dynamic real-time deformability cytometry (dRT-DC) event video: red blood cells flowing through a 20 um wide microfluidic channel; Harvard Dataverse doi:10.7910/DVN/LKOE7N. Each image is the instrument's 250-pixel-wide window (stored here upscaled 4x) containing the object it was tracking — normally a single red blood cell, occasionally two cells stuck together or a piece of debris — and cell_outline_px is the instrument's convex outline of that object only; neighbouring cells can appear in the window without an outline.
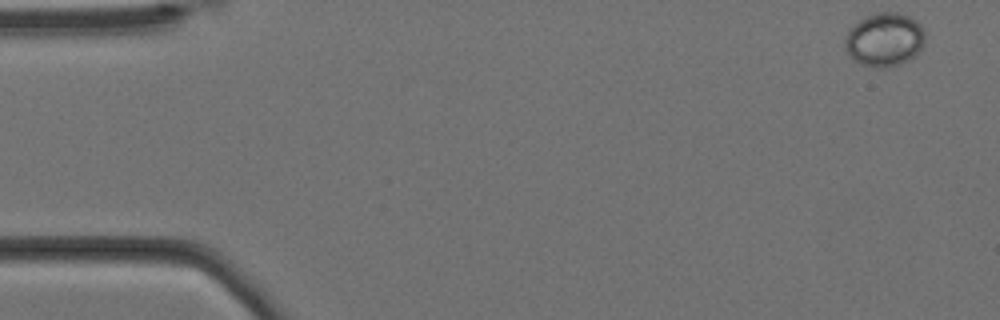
{"species": "Egyptian fruit bat (a non-hibernating species)", "species_latin": "Rousettus aegyptiacus", "temperature_condition": "cold", "stored_images_in_passage": 54, "camera_frame_rate_fps": 3000, "um_per_image_px": 0.085, "animal": {"sex": "female"}, "frame": {"image": 1, "passage_image": 1, "time_ms": 0.0, "image_size_px": [1000, 320], "cell_outline_px": [[924, 44], [916, 56], [900, 64], [888, 68], [872, 68], [860, 64], [852, 60], [844, 48], [844, 36], [860, 20], [876, 12], [896, 12], [908, 16], [916, 20], [924, 28]], "centroid_in_image_um": [75.18, 3.4], "position_along_channel_um": 9.8, "area_um2": 25.37}}
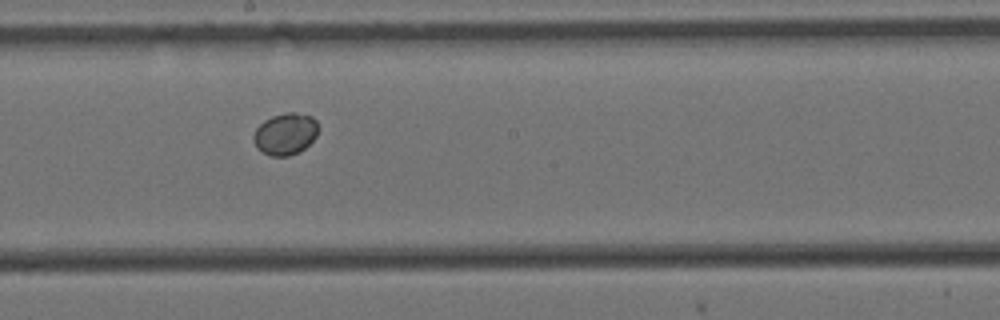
{"frame": {"image": 2, "passage_image": 30, "time_ms": 9.667, "image_size_px": [1000, 320], "cell_outline_px": [[316, 136], [304, 148], [288, 156], [272, 156], [256, 148], [252, 140], [252, 136], [256, 128], [264, 120], [272, 116], [288, 112], [296, 112], [312, 116], [316, 120]], "centroid_in_image_um": [24.21, 11.37], "position_along_channel_um": 224.0, "area_um2": 15.61}}
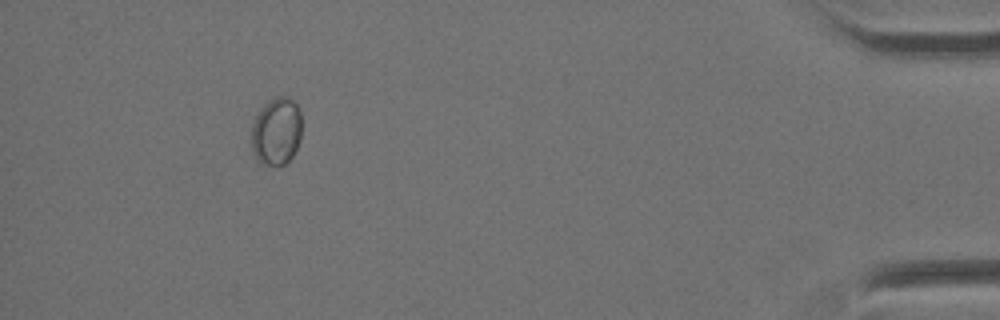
{"frame": {"image": 3, "passage_image": 52, "time_ms": 17.0, "image_size_px": [1000, 320], "cell_outline_px": [[300, 140], [292, 156], [284, 164], [260, 164], [256, 160], [252, 152], [252, 124], [260, 108], [268, 100], [276, 96], [288, 96], [296, 104], [300, 112]], "centroid_in_image_um": [23.47, 11.14], "position_along_channel_um": 411.7, "area_um2": 19.83}}